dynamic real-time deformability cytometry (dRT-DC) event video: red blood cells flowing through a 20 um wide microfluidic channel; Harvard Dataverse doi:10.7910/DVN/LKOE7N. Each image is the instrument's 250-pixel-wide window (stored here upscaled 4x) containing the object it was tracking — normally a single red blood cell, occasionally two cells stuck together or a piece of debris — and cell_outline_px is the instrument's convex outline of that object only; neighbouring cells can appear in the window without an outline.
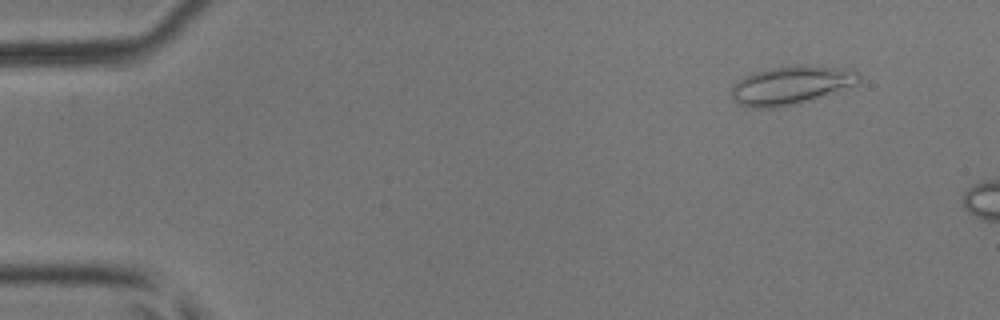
{"species": "common noctule bat (a hibernating species)", "species_latin": "Nyctalus noctula", "temperature_condition": "room temperature", "stored_images_in_passage": 7, "camera_frame_rate_fps": 3000, "um_per_image_px": 0.085, "animal": {"sex": "male", "body_mass_g": 17.9, "forearm_length_mm": 54.2}, "frame": {"image": 1, "passage_image": 2, "time_ms": 0.333, "image_size_px": [1000, 320], "cell_outline_px": [[860, 80], [856, 84], [836, 92], [812, 100], [796, 104], [776, 108], [752, 108], [736, 104], [732, 100], [728, 92], [736, 80], [752, 72], [768, 68], [796, 64], [808, 64], [852, 68], [860, 76]], "centroid_in_image_um": [67.2, 7.23], "position_along_channel_um": 17.8, "area_um2": 29.65}}